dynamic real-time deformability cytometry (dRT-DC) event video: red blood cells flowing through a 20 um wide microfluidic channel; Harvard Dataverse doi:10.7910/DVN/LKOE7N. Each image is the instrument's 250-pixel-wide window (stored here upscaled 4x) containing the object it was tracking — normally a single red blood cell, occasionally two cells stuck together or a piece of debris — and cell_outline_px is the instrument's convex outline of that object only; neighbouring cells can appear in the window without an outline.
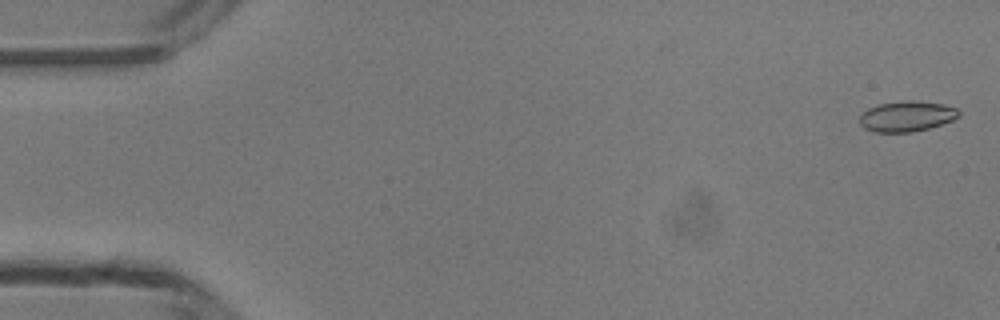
{"species": "common noctule bat (a hibernating species)", "species_latin": "Nyctalus noctula", "temperature_condition": "room temperature", "stored_images_in_passage": 50, "camera_frame_rate_fps": 3000, "um_per_image_px": 0.085, "animal": {"sex": "male", "body_mass_g": 13.3}, "frame": {"image": 1, "passage_image": 2, "time_ms": 0.333, "image_size_px": [1000, 320], "cell_outline_px": [[960, 116], [952, 120], [928, 128], [912, 132], [876, 132], [864, 128], [860, 124], [860, 116], [868, 108], [880, 104], [908, 100], [912, 100], [944, 104], [956, 108], [960, 112]], "centroid_in_image_um": [77.08, 9.88], "position_along_channel_um": 7.9, "area_um2": 17.46}}
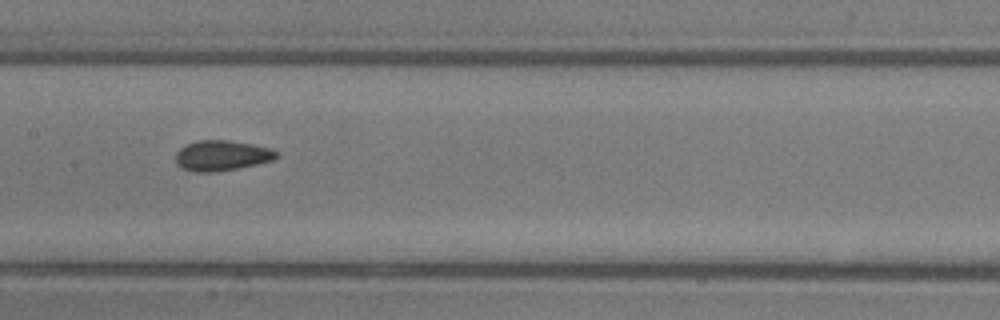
{"frame": {"image": 2, "passage_image": 25, "time_ms": 8.0, "image_size_px": [1000, 320], "cell_outline_px": [[280, 156], [272, 160], [256, 164], [216, 172], [192, 172], [180, 168], [176, 164], [176, 152], [180, 148], [196, 140], [228, 140], [252, 144], [272, 148], [280, 152]], "centroid_in_image_um": [18.85, 13.22], "position_along_channel_um": 188.5, "area_um2": 18.03}}
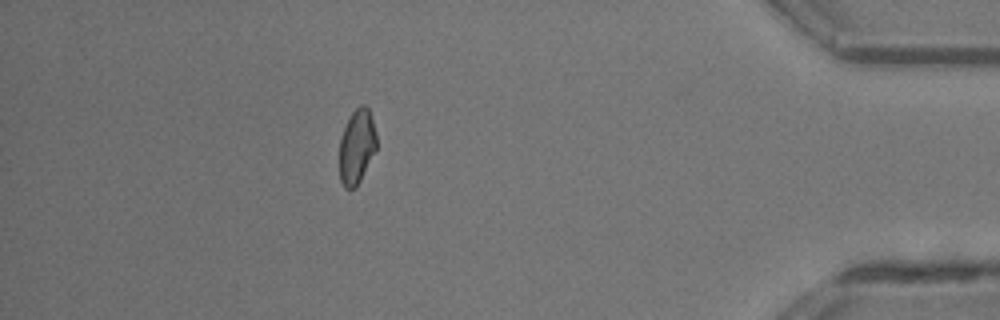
{"frame": {"image": 3, "passage_image": 44, "time_ms": 14.333, "image_size_px": [1000, 320], "cell_outline_px": [[376, 152], [356, 188], [344, 188], [340, 180], [340, 140], [344, 128], [352, 112], [360, 104], [364, 104], [368, 108], [376, 132]], "centroid_in_image_um": [30.34, 12.48], "position_along_channel_um": 404.9, "area_um2": 16.13}, "authors_computed_cell_mechanics": {"area_um2": 17.4267, "velocity_mm_per_s": 4.2108, "shape_relaxation_time_tau1_ms": 11.2803, "shape_relaxation_time_tau2_ms": 1.4156, "deformation_change_tau1": 0.1424, "deformation_change_tau2": 0.0692}}